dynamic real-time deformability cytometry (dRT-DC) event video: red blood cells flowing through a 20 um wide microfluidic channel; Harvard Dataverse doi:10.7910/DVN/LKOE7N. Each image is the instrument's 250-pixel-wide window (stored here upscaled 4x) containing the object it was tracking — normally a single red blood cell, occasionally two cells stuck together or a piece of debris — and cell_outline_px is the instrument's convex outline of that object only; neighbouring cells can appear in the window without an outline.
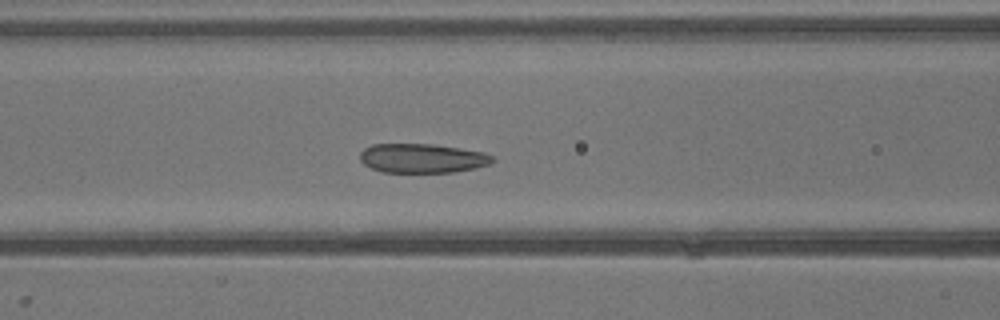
{"species": "common noctule bat (a hibernating species)", "species_latin": "Nyctalus noctula", "temperature_condition": "warm", "stored_images_in_passage": 30, "camera_frame_rate_fps": 3000, "um_per_image_px": 0.085, "animal": {"sex": "male", "body_mass_g": 13.3}, "frame": {"image": 1, "passage_image": 9, "time_ms": 2.667, "image_size_px": [1000, 320], "cell_outline_px": [[496, 160], [488, 164], [476, 168], [452, 172], [380, 172], [364, 164], [360, 160], [360, 152], [364, 148], [372, 144], [432, 144], [460, 148], [484, 152], [492, 156]], "centroid_in_image_um": [35.88, 13.45], "position_along_channel_um": 130.7, "area_um2": 22.6}}
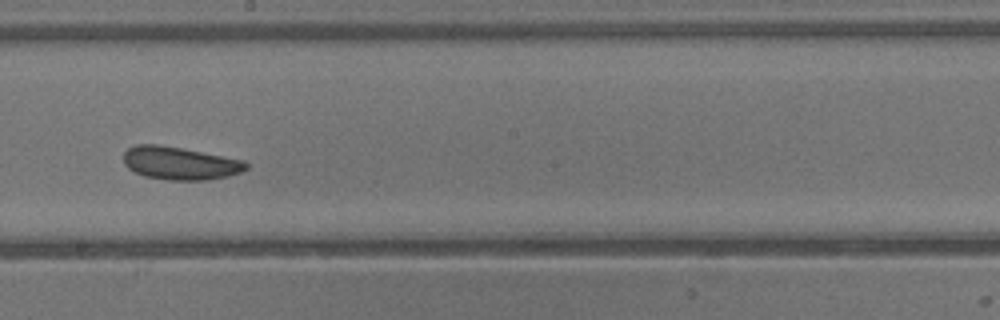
{"frame": {"image": 2, "passage_image": 15, "time_ms": 4.667, "image_size_px": [1000, 320], "cell_outline_px": [[248, 168], [240, 172], [228, 176], [208, 180], [168, 180], [144, 176], [128, 168], [124, 164], [124, 152], [128, 148], [136, 144], [156, 144], [180, 148], [244, 160], [248, 164]], "centroid_in_image_um": [15.28, 13.88], "position_along_channel_um": 232.9, "area_um2": 23.41}}
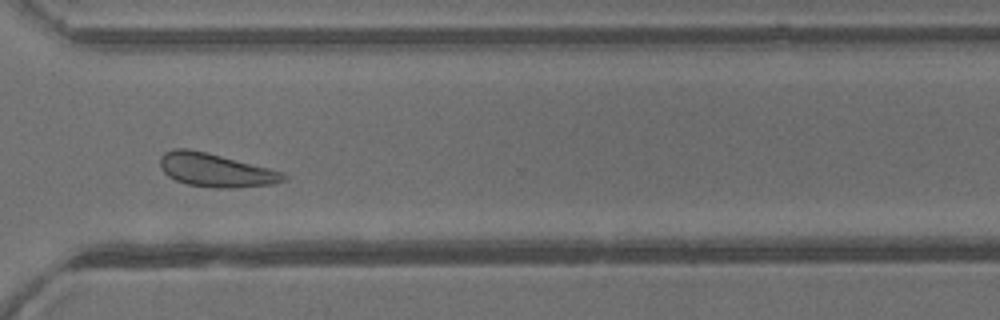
{"frame": {"image": 3, "passage_image": 22, "time_ms": 7.0, "image_size_px": [1000, 320], "cell_outline_px": [[288, 180], [272, 184], [236, 188], [212, 188], [188, 184], [176, 180], [168, 176], [160, 168], [160, 156], [164, 152], [176, 148], [188, 148], [284, 172], [288, 176]], "centroid_in_image_um": [18.33, 14.47], "position_along_channel_um": 352.3, "area_um2": 23.99}}